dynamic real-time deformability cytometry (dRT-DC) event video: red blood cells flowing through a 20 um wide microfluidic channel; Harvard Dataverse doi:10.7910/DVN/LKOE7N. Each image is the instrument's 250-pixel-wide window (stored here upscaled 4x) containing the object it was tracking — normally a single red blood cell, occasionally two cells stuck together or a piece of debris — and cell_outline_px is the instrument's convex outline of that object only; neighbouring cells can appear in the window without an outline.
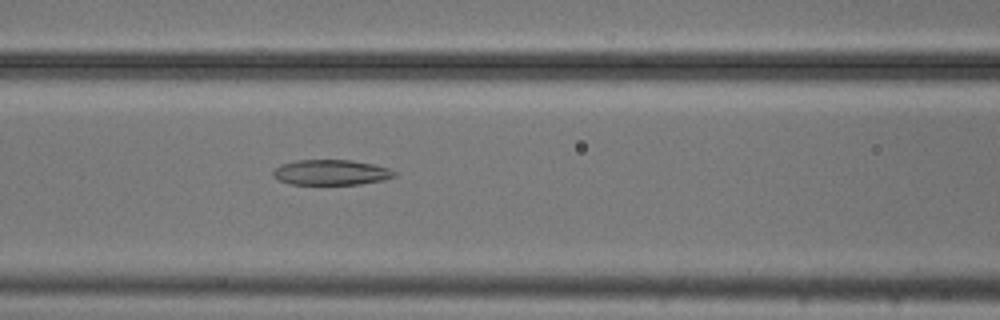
{"species": "common noctule bat (a hibernating species)", "species_latin": "Nyctalus noctula", "temperature_condition": "cold", "stored_images_in_passage": 46, "camera_frame_rate_fps": 3000, "um_per_image_px": 0.085, "animal": {"sex": "male", "body_mass_g": 20.5, "forearm_length_mm": 52.5}, "frame": {"image": 1, "passage_image": 15, "time_ms": 4.667, "image_size_px": [1000, 320], "cell_outline_px": [[396, 176], [384, 180], [360, 184], [288, 184], [272, 176], [272, 172], [280, 164], [296, 160], [352, 160], [372, 164], [388, 168], [396, 172]], "centroid_in_image_um": [28.13, 14.65], "position_along_channel_um": 138.5, "area_um2": 17.92}}
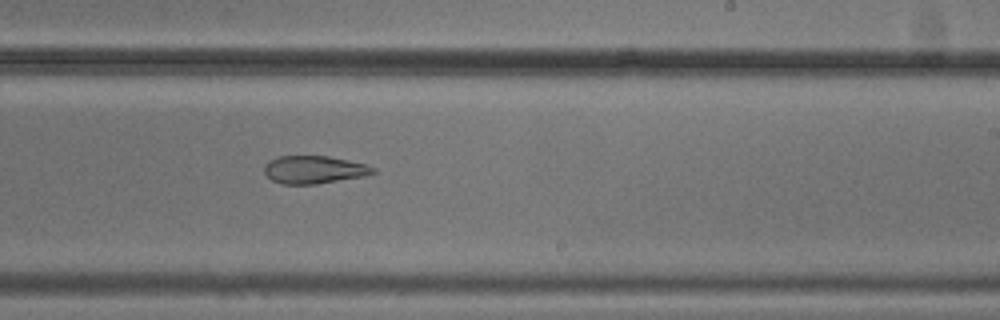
{"frame": {"image": 2, "passage_image": 25, "time_ms": 8.0, "image_size_px": [1000, 320], "cell_outline_px": [[376, 172], [364, 176], [316, 184], [280, 184], [272, 180], [264, 172], [264, 164], [268, 160], [280, 156], [328, 156], [368, 164], [376, 168]], "centroid_in_image_um": [26.69, 14.42], "position_along_channel_um": 262.3, "area_um2": 17.74}}
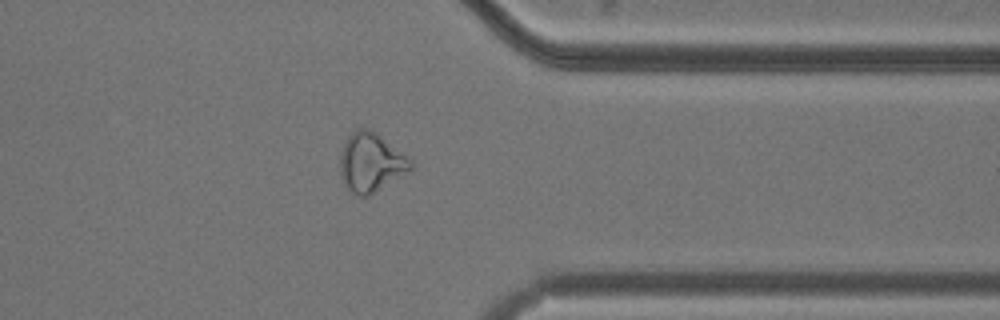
{"frame": {"image": 3, "passage_image": 35, "time_ms": 11.333, "image_size_px": [1000, 320], "cell_outline_px": [[412, 168], [408, 172], [368, 196], [360, 196], [348, 192], [344, 184], [340, 172], [340, 152], [348, 136], [356, 128], [368, 128], [376, 132], [412, 160]], "centroid_in_image_um": [31.5, 13.81], "position_along_channel_um": 379.9, "area_um2": 24.28}, "authors_computed_cell_mechanics": {"area_um2": 17.8891, "velocity_mm_per_s": 3.731, "shape_relaxation_time_tau1_ms": null, "shape_relaxation_time_tau2_ms": 5.5775, "deformation_change_tau1": null, "deformation_change_tau2": 0.1556}}